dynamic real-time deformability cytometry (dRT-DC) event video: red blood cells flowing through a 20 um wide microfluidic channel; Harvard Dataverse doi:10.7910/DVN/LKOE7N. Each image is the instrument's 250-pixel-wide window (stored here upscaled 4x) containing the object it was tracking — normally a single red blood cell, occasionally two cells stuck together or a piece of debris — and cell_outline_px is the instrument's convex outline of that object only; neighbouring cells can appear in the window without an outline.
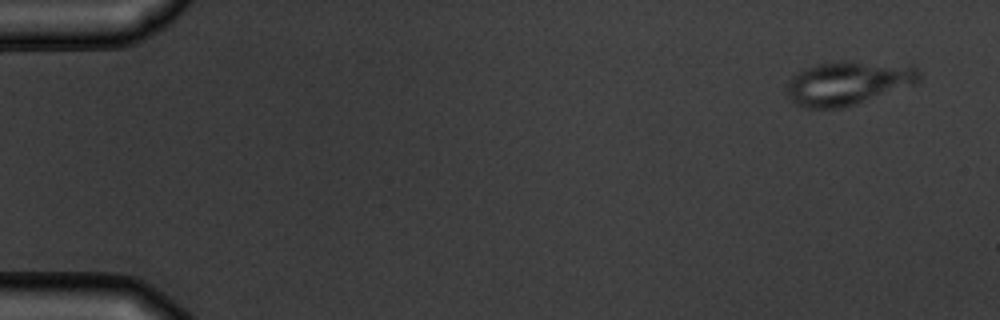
{"species": "common noctule bat (a hibernating species)", "species_latin": "Nyctalus noctula", "temperature_condition": "warm", "stored_images_in_passage": 4, "camera_frame_rate_fps": 3000, "um_per_image_px": 0.085, "animal": {"sex": "male", "body_mass_g": 19.5, "forearm_length_mm": 54.6}, "frame": {"image": 1, "passage_image": 1, "time_ms": 0.0, "image_size_px": [1000, 320], "cell_outline_px": [[920, 80], [912, 84], [840, 108], [804, 108], [796, 104], [784, 92], [788, 80], [796, 72], [804, 68], [816, 64], [840, 60], [848, 60], [912, 64], [920, 72]], "centroid_in_image_um": [72.02, 7.01], "position_along_channel_um": 13.0, "area_um2": 33.93}}